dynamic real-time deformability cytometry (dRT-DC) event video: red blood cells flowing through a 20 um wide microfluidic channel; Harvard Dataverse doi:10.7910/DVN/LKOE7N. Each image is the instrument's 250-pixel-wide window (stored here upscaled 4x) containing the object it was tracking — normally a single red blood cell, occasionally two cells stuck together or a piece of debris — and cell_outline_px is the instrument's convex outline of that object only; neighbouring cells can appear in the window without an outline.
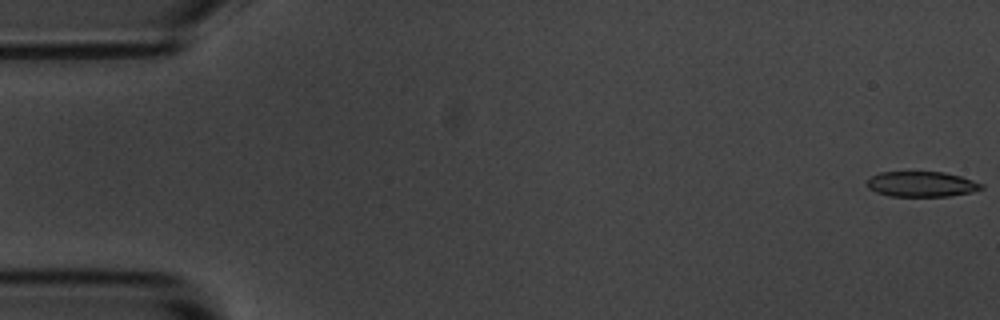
{"species": "common noctule bat (a hibernating species)", "species_latin": "Nyctalus noctula", "temperature_condition": "room temperature", "stored_images_in_passage": 4, "camera_frame_rate_fps": 3000, "um_per_image_px": 0.085, "animal": {"sex": "male", "body_mass_g": 20.1, "forearm_length_mm": 53.5}, "frame": {"image": 1, "passage_image": 1, "time_ms": 0.0, "image_size_px": [1000, 320], "cell_outline_px": [[984, 188], [972, 192], [948, 196], [888, 196], [876, 192], [868, 188], [868, 180], [872, 176], [880, 172], [944, 172], [960, 176], [984, 184]], "centroid_in_image_um": [78.35, 15.65], "position_along_channel_um": 6.7, "area_um2": 16.82}}